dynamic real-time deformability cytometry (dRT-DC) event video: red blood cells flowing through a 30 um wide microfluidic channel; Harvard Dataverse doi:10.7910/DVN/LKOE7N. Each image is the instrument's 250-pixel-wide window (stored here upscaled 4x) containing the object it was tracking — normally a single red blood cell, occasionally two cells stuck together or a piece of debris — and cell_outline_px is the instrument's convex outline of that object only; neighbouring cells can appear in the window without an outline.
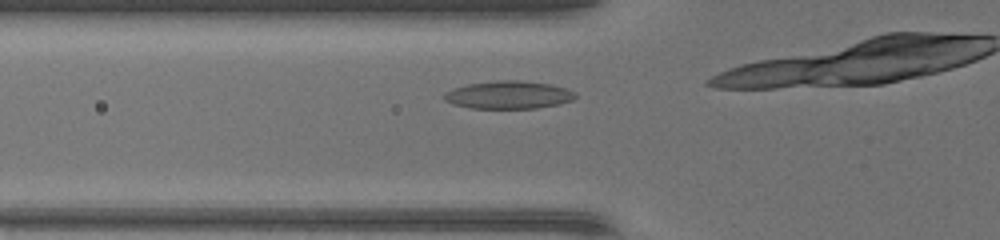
{"species": "common noctule bat (a hibernating species)", "species_latin": "Nyctalus noctula", "temperature_condition": "warm", "stored_images_in_passage": 5, "camera_frame_rate_fps": 3000, "um_per_image_px": 0.085, "animal": {"sex": "female", "body_mass_g": 17.0, "forearm_length_mm": 48.0}, "frame": {"image": 1, "passage_image": 3, "time_ms": 0.667, "image_size_px": [1000, 240], "cell_outline_px": [[576, 96], [572, 100], [560, 104], [536, 108], [472, 108], [452, 104], [444, 100], [444, 92], [468, 84], [496, 80], [520, 80], [552, 84], [576, 92]], "centroid_in_image_um": [43.24, 8.06], "position_along_channel_um": 82.6, "area_um2": 21.27}}